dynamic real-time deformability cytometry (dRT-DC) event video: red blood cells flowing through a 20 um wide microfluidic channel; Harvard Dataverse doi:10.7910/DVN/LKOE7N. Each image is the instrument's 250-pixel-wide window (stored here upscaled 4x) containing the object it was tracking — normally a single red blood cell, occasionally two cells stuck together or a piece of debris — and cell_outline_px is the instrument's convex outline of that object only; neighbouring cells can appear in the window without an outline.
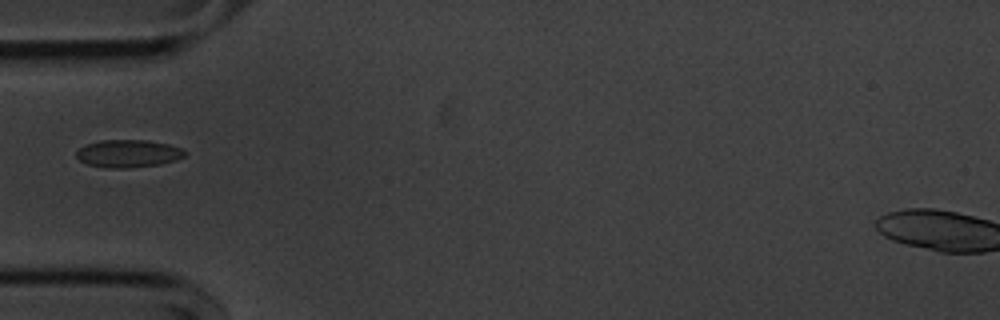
{"species": "common noctule bat (a hibernating species)", "species_latin": "Nyctalus noctula", "temperature_condition": "cold", "stored_images_in_passage": 39, "camera_frame_rate_fps": 3000, "um_per_image_px": 0.085, "animal": {"sex": "male", "body_mass_g": 20.1, "forearm_length_mm": 53.5}, "frame": {"image": 1, "passage_image": 1, "time_ms": 0.0, "image_size_px": [1000, 320], "cell_outline_px": [[188, 152], [184, 156], [176, 160], [160, 164], [128, 168], [104, 168], [88, 164], [80, 160], [76, 156], [76, 152], [84, 144], [100, 140], [148, 140], [168, 144], [180, 148]], "centroid_in_image_um": [10.89, 13.05], "position_along_channel_um": 74.1, "area_um2": 17.57}}
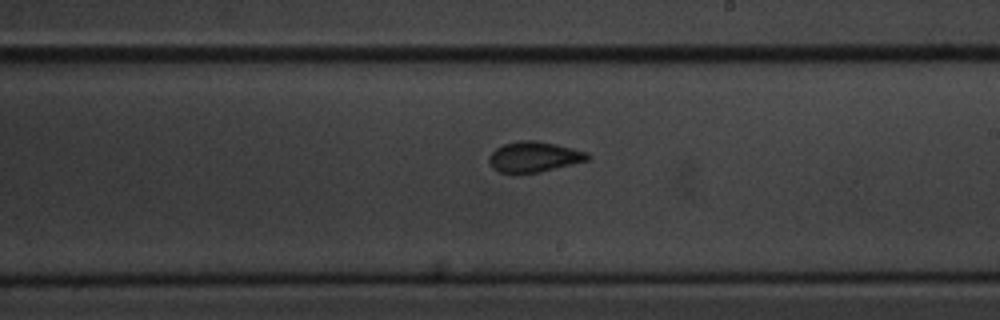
{"frame": {"image": 2, "passage_image": 15, "time_ms": 4.667, "image_size_px": [1000, 320], "cell_outline_px": [[592, 156], [588, 160], [540, 172], [500, 172], [492, 168], [488, 160], [488, 156], [496, 148], [504, 144], [520, 140], [536, 140], [556, 144], [588, 152]], "centroid_in_image_um": [45.4, 13.31], "position_along_channel_um": 243.6, "area_um2": 17.4}}
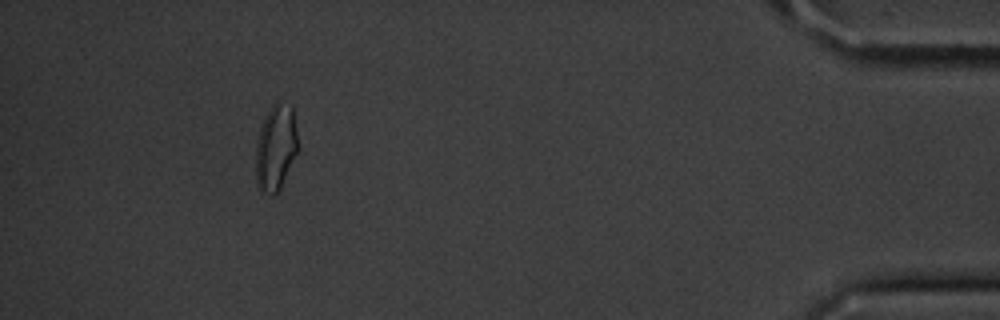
{"frame": {"image": 3, "passage_image": 34, "time_ms": 11.0, "image_size_px": [1000, 320], "cell_outline_px": [[300, 148], [280, 188], [276, 192], [260, 192], [256, 184], [256, 140], [264, 116], [272, 104], [280, 96], [292, 104]], "centroid_in_image_um": [23.47, 12.42], "position_along_channel_um": 411.7, "area_um2": 21.91}}